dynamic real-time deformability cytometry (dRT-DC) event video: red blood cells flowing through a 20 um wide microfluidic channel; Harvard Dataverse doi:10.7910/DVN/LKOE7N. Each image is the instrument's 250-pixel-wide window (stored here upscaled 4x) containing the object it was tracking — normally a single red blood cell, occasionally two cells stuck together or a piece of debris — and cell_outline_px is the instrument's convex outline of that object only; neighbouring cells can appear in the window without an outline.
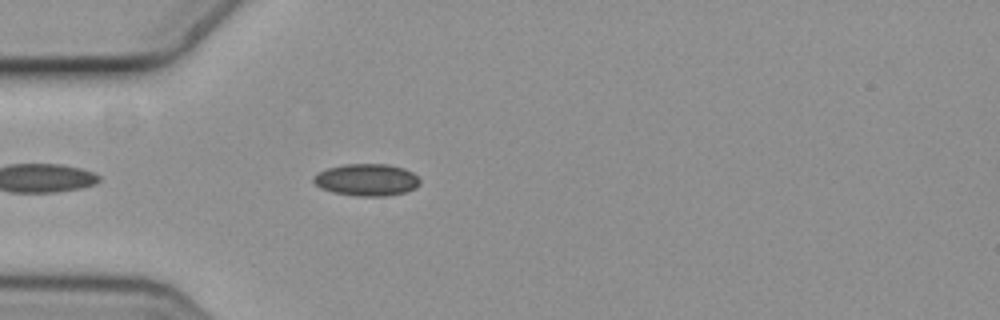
{"species": "common noctule bat (a hibernating species)", "species_latin": "Nyctalus noctula", "temperature_condition": "cold", "stored_images_in_passage": 5, "camera_frame_rate_fps": 3000, "um_per_image_px": 0.085, "animal": {"sex": "female", "body_mass_g": 19.3, "forearm_length_mm": 54.1}, "frame": {"image": 1, "passage_image": 5, "time_ms": 1.333, "image_size_px": [1000, 320], "cell_outline_px": [[420, 184], [416, 188], [404, 192], [384, 196], [356, 196], [332, 192], [320, 188], [312, 180], [312, 176], [328, 168], [344, 164], [388, 164], [404, 168], [412, 172], [420, 180]], "centroid_in_image_um": [31.16, 15.28], "position_along_channel_um": 53.8, "area_um2": 19.88}}